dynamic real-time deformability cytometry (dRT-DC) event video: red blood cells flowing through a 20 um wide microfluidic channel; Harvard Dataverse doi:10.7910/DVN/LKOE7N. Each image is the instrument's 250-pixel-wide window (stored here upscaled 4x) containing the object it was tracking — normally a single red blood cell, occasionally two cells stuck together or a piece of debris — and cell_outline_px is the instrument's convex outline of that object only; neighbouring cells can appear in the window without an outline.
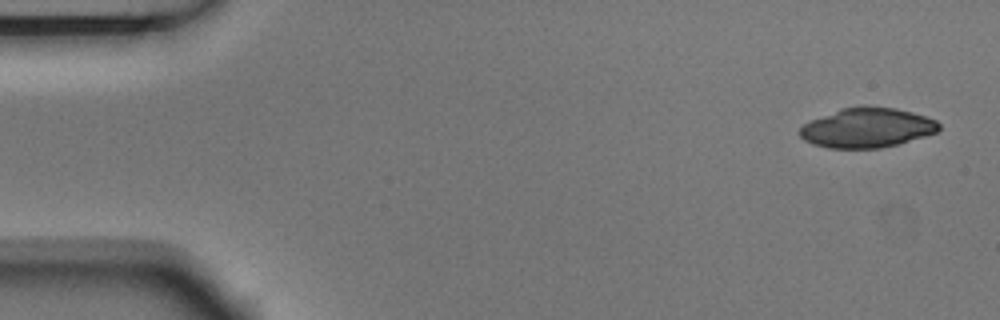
{"species": "Egyptian fruit bat (a non-hibernating species)", "species_latin": "Rousettus aegyptiacus", "temperature_condition": "room temperature", "stored_images_in_passage": 5, "segment_of_instrument_passage": [1, 2], "camera_frame_rate_fps": 3000, "um_per_image_px": 0.085, "animal": {"sex": "male"}, "frame": {"image": 1, "passage_image": 1, "time_ms": 0.0, "image_size_px": [1000, 320], "cell_outline_px": [[940, 128], [936, 132], [924, 136], [896, 144], [880, 148], [828, 148], [812, 144], [804, 140], [800, 136], [800, 128], [804, 124], [812, 120], [844, 108], [896, 108], [912, 112], [936, 120], [940, 124]], "centroid_in_image_um": [73.7, 10.89], "position_along_channel_um": 11.3, "area_um2": 31.27}}